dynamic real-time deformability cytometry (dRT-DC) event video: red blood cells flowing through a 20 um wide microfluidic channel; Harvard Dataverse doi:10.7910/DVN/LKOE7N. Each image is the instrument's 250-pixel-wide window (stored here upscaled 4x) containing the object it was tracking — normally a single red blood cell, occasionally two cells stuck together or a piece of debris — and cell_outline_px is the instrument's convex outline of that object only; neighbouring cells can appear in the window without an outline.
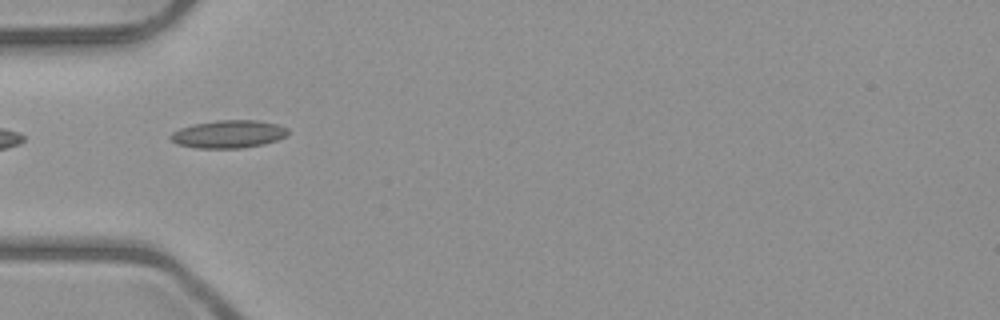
{"species": "common noctule bat (a hibernating species)", "species_latin": "Nyctalus noctula", "temperature_condition": "room temperature", "stored_images_in_passage": 3, "camera_frame_rate_fps": 3000, "um_per_image_px": 0.085, "animal": {"sex": "male", "body_mass_g": 23.1, "forearm_length_mm": 52.7}, "frame": {"image": 1, "passage_image": 1, "time_ms": 0.0, "image_size_px": [1000, 320], "cell_outline_px": [[288, 136], [264, 144], [240, 148], [196, 148], [176, 144], [168, 136], [172, 132], [180, 128], [192, 124], [216, 120], [256, 120], [276, 124], [288, 128]], "centroid_in_image_um": [19.4, 11.4], "position_along_channel_um": 65.6, "area_um2": 19.13}}
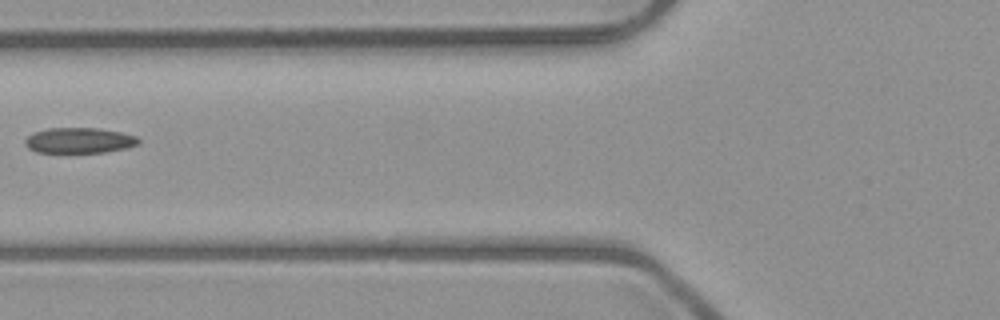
{"frame": {"image": 2, "passage_image": 2, "time_ms": 1.333, "image_size_px": [1000, 320], "cell_outline_px": [[140, 144], [124, 148], [104, 152], [36, 152], [28, 148], [24, 144], [24, 140], [32, 132], [48, 128], [100, 128], [120, 132], [136, 136], [140, 140]], "centroid_in_image_um": [6.71, 11.93], "position_along_channel_um": 119.1, "area_um2": 16.88}}
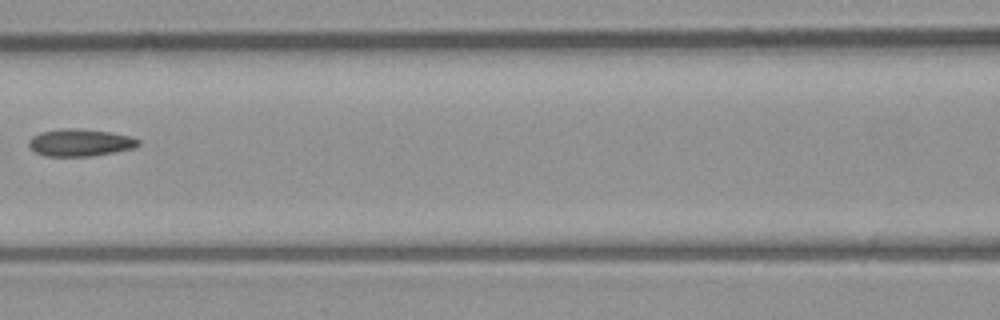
{"frame": {"image": 3, "passage_image": 3, "time_ms": 2.333, "image_size_px": [1000, 320], "cell_outline_px": [[140, 144], [132, 148], [92, 156], [44, 156], [36, 152], [28, 144], [28, 140], [32, 136], [40, 132], [60, 128], [76, 128], [112, 132], [132, 136], [140, 140]], "centroid_in_image_um": [6.8, 12.1], "position_along_channel_um": 159.8, "area_um2": 17.46}}